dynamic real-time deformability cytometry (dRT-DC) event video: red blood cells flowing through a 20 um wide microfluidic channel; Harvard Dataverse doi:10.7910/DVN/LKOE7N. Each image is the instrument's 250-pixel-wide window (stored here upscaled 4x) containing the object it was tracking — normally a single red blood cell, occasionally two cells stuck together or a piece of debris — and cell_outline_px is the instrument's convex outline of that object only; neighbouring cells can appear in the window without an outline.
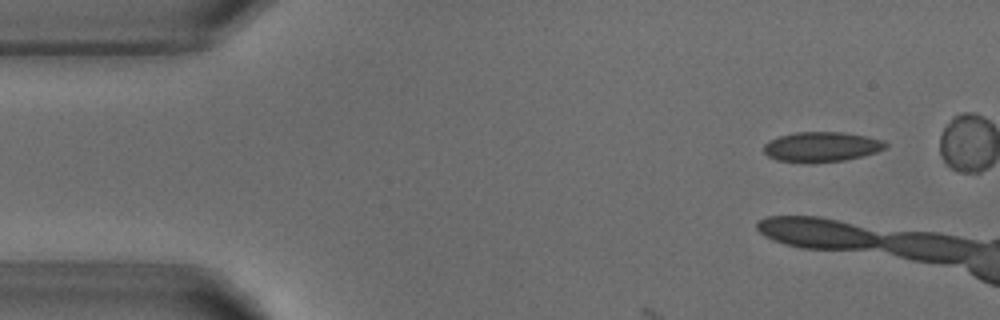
{"species": "common noctule bat (a hibernating species)", "species_latin": "Nyctalus noctula", "temperature_condition": "warm", "stored_images_in_passage": 11, "camera_frame_rate_fps": 3000, "um_per_image_px": 0.085, "animal": {"sex": "male", "body_mass_g": 18.8}, "frame": {"image": 1, "passage_image": 1, "time_ms": 0.0, "image_size_px": [1000, 320], "cell_outline_px": [[888, 144], [884, 148], [876, 152], [844, 160], [776, 160], [768, 156], [764, 152], [764, 144], [768, 140], [780, 136], [796, 132], [840, 132], [864, 136], [884, 140]], "centroid_in_image_um": [69.83, 12.43], "position_along_channel_um": 15.2, "area_um2": 20.35}}